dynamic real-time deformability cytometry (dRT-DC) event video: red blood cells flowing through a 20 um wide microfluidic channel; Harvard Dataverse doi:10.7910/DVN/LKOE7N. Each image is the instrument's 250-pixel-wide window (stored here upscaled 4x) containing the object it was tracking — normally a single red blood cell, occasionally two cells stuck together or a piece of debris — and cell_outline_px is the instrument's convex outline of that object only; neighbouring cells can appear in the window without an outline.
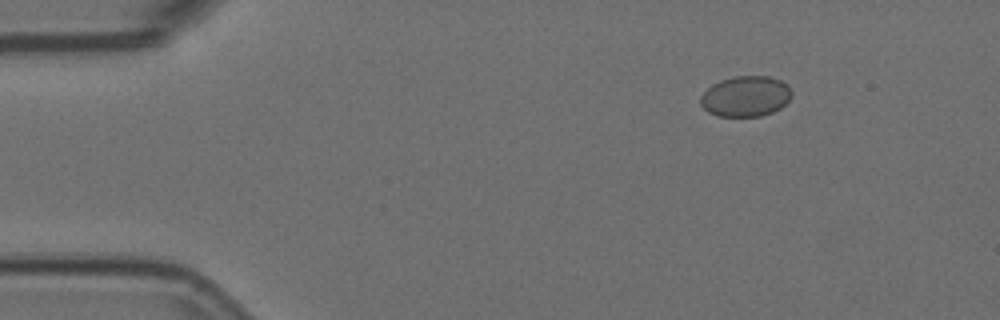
{"species": "Egyptian fruit bat (a non-hibernating species)", "species_latin": "Rousettus aegyptiacus", "temperature_condition": "room temperature", "stored_images_in_passage": 9, "camera_frame_rate_fps": 3000, "um_per_image_px": 0.085, "animal": {"sex": "female"}, "frame": {"image": 1, "passage_image": 1, "time_ms": 0.0, "image_size_px": [1000, 320], "cell_outline_px": [[792, 96], [780, 108], [772, 112], [760, 116], [716, 116], [708, 112], [700, 104], [700, 96], [712, 84], [720, 80], [732, 76], [768, 76], [780, 80], [788, 84], [792, 92]], "centroid_in_image_um": [63.37, 8.18], "position_along_channel_um": 21.6, "area_um2": 21.68}}
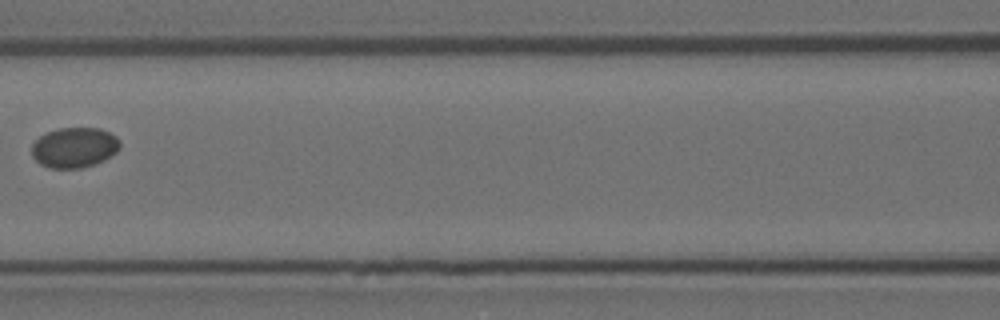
{"frame": {"image": 2, "passage_image": 6, "time_ms": 1.667, "image_size_px": [1000, 320], "cell_outline_px": [[120, 148], [116, 152], [104, 160], [80, 168], [48, 168], [40, 164], [32, 156], [32, 144], [40, 136], [48, 132], [60, 128], [100, 128], [116, 136], [120, 140]], "centroid_in_image_um": [6.32, 12.54], "position_along_channel_um": 160.3, "area_um2": 20.63}}
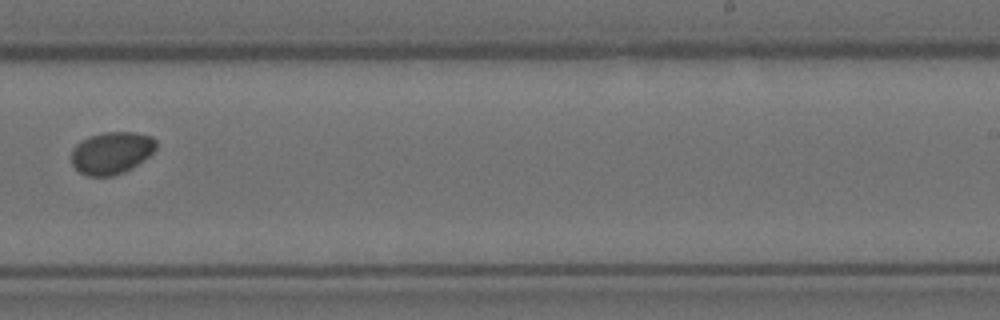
{"frame": {"image": 3, "passage_image": 9, "time_ms": 2.667, "image_size_px": [1000, 320], "cell_outline_px": [[156, 148], [148, 156], [132, 168], [124, 172], [112, 176], [88, 176], [80, 172], [72, 164], [72, 148], [80, 140], [88, 136], [104, 132], [136, 132], [152, 136], [156, 140]], "centroid_in_image_um": [9.47, 12.98], "position_along_channel_um": 279.5, "area_um2": 20.92}}